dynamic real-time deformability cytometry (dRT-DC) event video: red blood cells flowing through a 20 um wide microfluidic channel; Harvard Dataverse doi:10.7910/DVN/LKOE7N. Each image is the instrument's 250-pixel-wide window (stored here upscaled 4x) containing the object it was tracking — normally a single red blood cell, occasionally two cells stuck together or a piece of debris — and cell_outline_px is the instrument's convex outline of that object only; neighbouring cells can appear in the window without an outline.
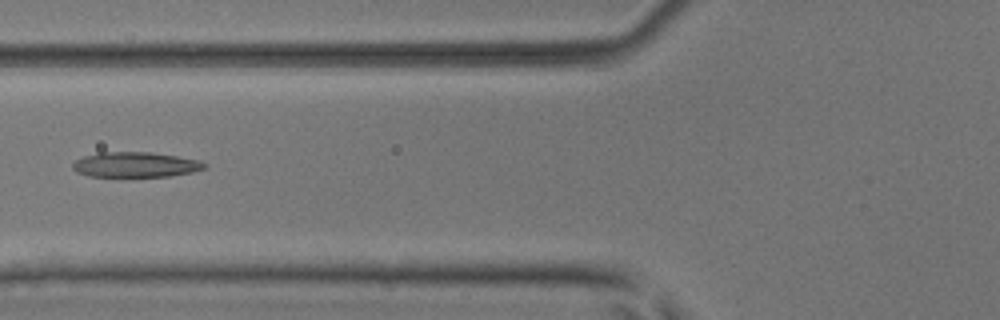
{"species": "common noctule bat (a hibernating species)", "species_latin": "Nyctalus noctula", "temperature_condition": "room temperature", "stored_images_in_passage": 4, "camera_frame_rate_fps": 3000, "um_per_image_px": 0.085, "animal": {"sex": "male", "body_mass_g": 17.9, "forearm_length_mm": 54.2}, "frame": {"image": 1, "passage_image": 3, "time_ms": 0.667, "image_size_px": [1000, 320], "cell_outline_px": [[208, 164], [204, 168], [192, 172], [168, 176], [88, 176], [76, 172], [72, 168], [72, 164], [76, 160], [84, 156], [100, 152], [152, 152], [200, 160]], "centroid_in_image_um": [11.51, 13.99], "position_along_channel_um": 114.3, "area_um2": 19.25}}
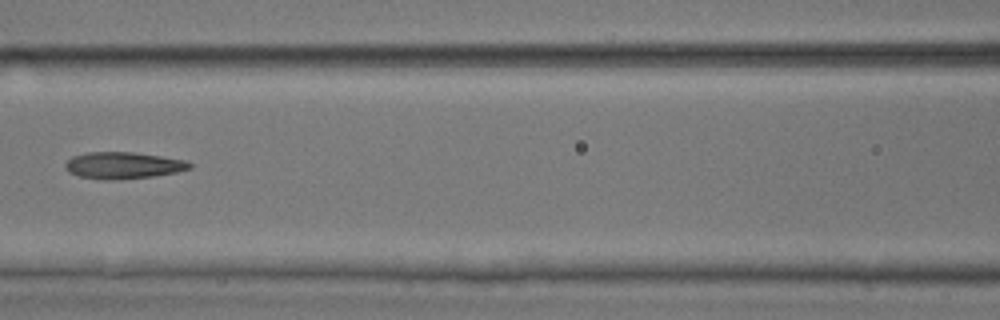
{"frame": {"image": 2, "passage_image": 4, "time_ms": 1.0, "image_size_px": [1000, 320], "cell_outline_px": [[192, 168], [176, 172], [156, 176], [120, 180], [100, 180], [80, 176], [68, 172], [64, 168], [64, 164], [72, 156], [88, 152], [136, 152], [184, 160], [192, 164]], "centroid_in_image_um": [10.45, 14.07], "position_along_channel_um": 156.2, "area_um2": 19.59}}